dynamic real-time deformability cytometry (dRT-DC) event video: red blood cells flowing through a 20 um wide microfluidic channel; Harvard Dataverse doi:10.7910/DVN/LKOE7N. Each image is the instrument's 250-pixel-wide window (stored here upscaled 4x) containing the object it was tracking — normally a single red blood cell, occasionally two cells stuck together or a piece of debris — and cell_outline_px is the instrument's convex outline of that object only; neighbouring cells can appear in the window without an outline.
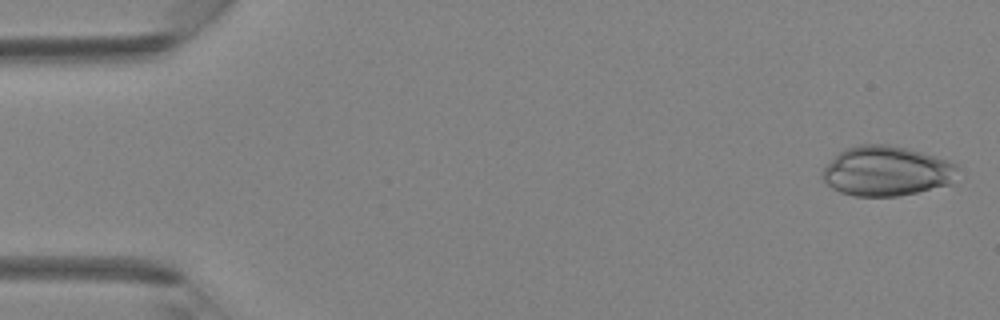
{"species": "Egyptian fruit bat (a non-hibernating species)", "species_latin": "Rousettus aegyptiacus", "temperature_condition": "room temperature", "stored_images_in_passage": 41, "camera_frame_rate_fps": 3000, "um_per_image_px": 0.085, "animal": {"sex": "female"}, "frame": {"image": 1, "passage_image": 1, "time_ms": 0.0, "image_size_px": [1000, 320], "cell_outline_px": [[960, 168], [952, 184], [900, 196], [852, 196], [840, 192], [832, 188], [824, 180], [824, 168], [840, 152], [848, 148], [860, 144], [888, 144], [920, 152], [948, 160], [960, 164]], "centroid_in_image_um": [75.43, 14.55], "position_along_channel_um": 9.6, "area_um2": 39.19}}
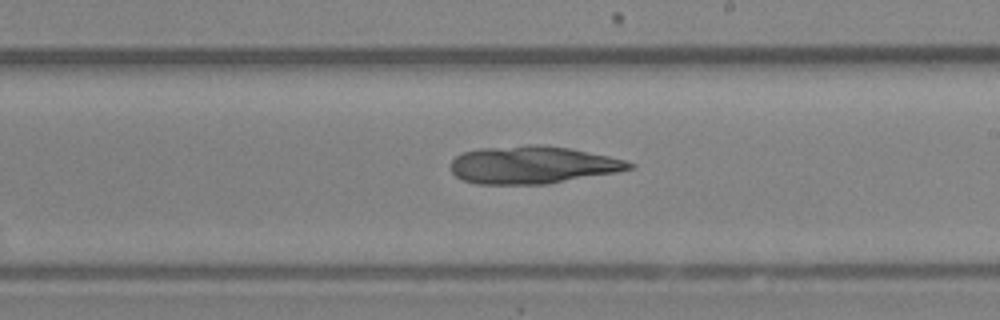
{"frame": {"image": 2, "passage_image": 24, "time_ms": 7.667, "image_size_px": [1000, 320], "cell_outline_px": [[636, 164], [632, 168], [616, 172], [548, 184], [476, 184], [464, 180], [456, 176], [452, 172], [452, 160], [456, 156], [464, 152], [480, 148], [528, 144], [532, 144], [568, 148], [608, 156], [624, 160]], "centroid_in_image_um": [45.25, 14.02], "position_along_channel_um": 243.7, "area_um2": 38.9}}
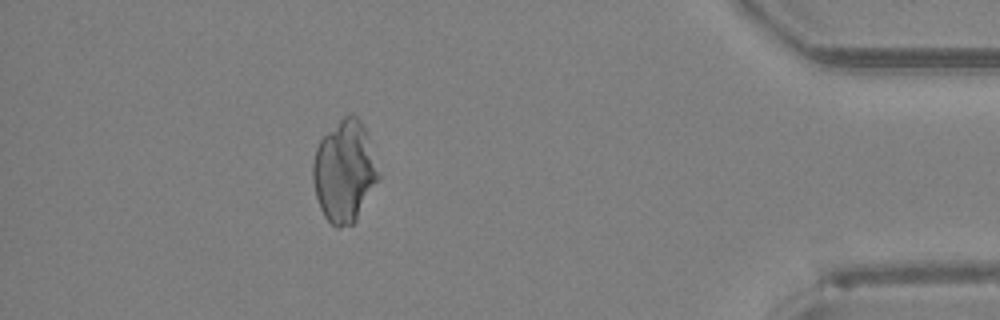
{"frame": {"image": 3, "passage_image": 37, "time_ms": 12.0, "image_size_px": [1000, 320], "cell_outline_px": [[380, 176], [356, 220], [352, 224], [340, 228], [336, 228], [324, 216], [320, 208], [316, 196], [312, 180], [312, 164], [316, 148], [320, 140], [344, 116], [356, 116], [360, 120], [368, 136]], "centroid_in_image_um": [29.26, 14.6], "position_along_channel_um": 405.9, "area_um2": 38.32}}